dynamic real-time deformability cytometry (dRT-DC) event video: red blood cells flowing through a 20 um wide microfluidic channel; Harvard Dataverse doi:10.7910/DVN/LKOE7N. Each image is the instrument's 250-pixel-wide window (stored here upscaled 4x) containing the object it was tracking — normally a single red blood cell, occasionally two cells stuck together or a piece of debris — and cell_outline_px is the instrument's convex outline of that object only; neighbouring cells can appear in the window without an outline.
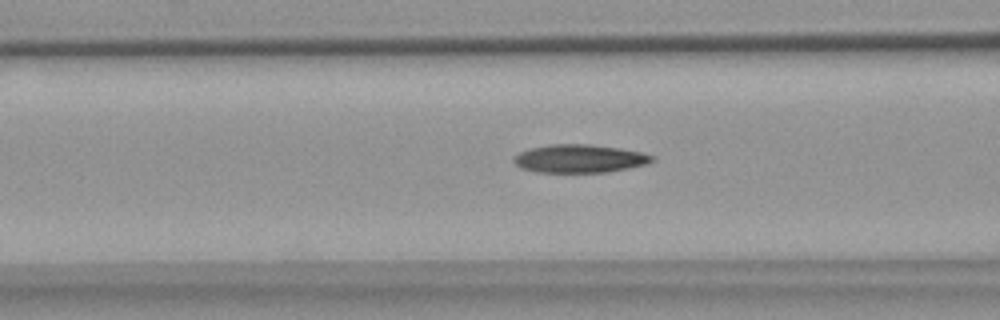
{"species": "common noctule bat (a hibernating species)", "species_latin": "Nyctalus noctula", "temperature_condition": "warm", "stored_images_in_passage": 54, "camera_frame_rate_fps": 3000, "um_per_image_px": 0.085, "animal": {"sex": "female", "body_mass_g": 18.4}, "frame": {"image": 1, "passage_image": 20, "time_ms": 6.333, "image_size_px": [1000, 320], "cell_outline_px": [[656, 160], [648, 164], [608, 172], [536, 172], [520, 168], [512, 160], [512, 156], [520, 152], [532, 148], [552, 144], [588, 144], [620, 148], [640, 152], [656, 156]], "centroid_in_image_um": [49.28, 13.48], "position_along_channel_um": 117.3, "area_um2": 22.83}}
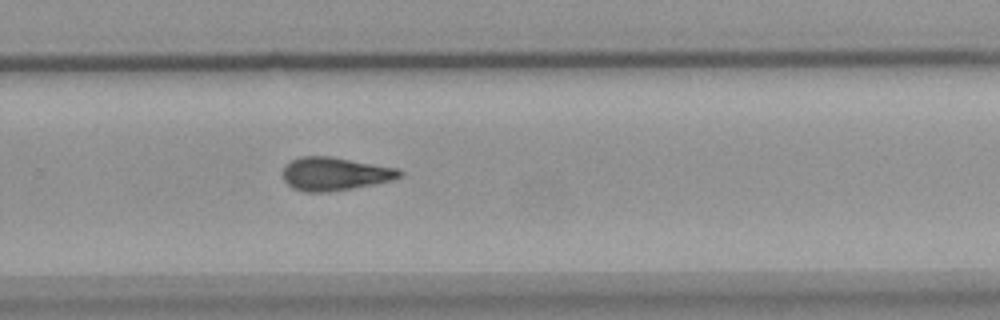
{"frame": {"image": 2, "passage_image": 35, "time_ms": 11.333, "image_size_px": [1000, 320], "cell_outline_px": [[404, 176], [396, 180], [352, 188], [328, 192], [304, 192], [292, 188], [284, 180], [284, 164], [292, 160], [304, 156], [332, 156], [400, 168], [404, 172]], "centroid_in_image_um": [28.54, 14.77], "position_along_channel_um": 301.3, "area_um2": 23.0}}
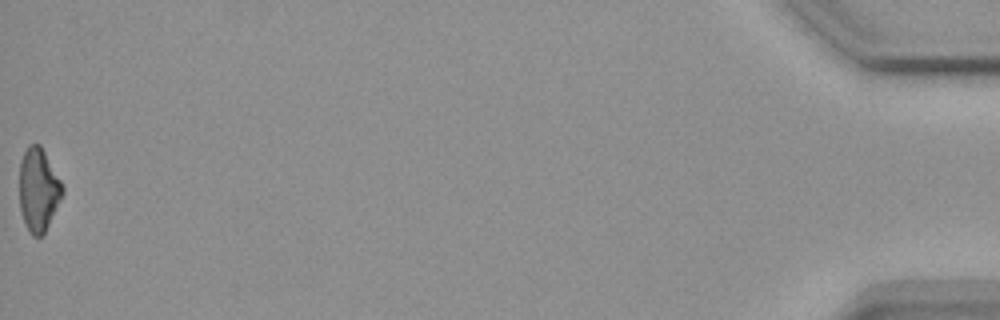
{"frame": {"image": 3, "passage_image": 54, "time_ms": 17.667, "image_size_px": [1000, 320], "cell_outline_px": [[64, 192], [44, 236], [32, 236], [28, 232], [24, 224], [20, 208], [20, 160], [28, 144], [40, 144], [60, 180], [64, 188]], "centroid_in_image_um": [3.26, 16.17], "position_along_channel_um": 431.9, "area_um2": 20.98}, "authors_computed_cell_mechanics": {"area_um2": 22.0218, "velocity_mm_per_s": 3.6898, "shape_relaxation_time_tau1_ms": null, "shape_relaxation_time_tau2_ms": 6.5964, "deformation_change_tau1": null, "deformation_change_tau2": 0.1743}}